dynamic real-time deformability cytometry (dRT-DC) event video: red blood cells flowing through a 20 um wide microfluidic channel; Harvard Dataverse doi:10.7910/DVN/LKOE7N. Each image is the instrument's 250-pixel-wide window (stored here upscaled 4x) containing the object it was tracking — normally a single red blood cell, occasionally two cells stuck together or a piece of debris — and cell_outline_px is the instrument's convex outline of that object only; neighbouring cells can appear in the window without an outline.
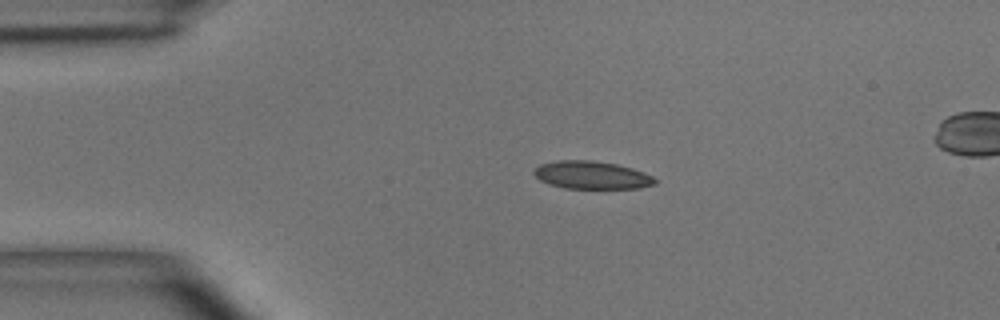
{"species": "common noctule bat (a hibernating species)", "species_latin": "Nyctalus noctula", "temperature_condition": "room temperature", "stored_images_in_passage": 5, "segment_of_instrument_passage": [1, 2], "camera_frame_rate_fps": 3000, "um_per_image_px": 0.085, "animal": {"sex": "male", "body_mass_g": 15.6}, "frame": {"image": 1, "passage_image": 3, "time_ms": 2.333, "image_size_px": [1000, 320], "cell_outline_px": [[656, 184], [640, 188], [564, 188], [548, 184], [540, 180], [532, 172], [540, 164], [560, 160], [592, 160], [616, 164], [632, 168], [644, 172], [652, 176], [656, 180]], "centroid_in_image_um": [50.3, 14.88], "position_along_channel_um": 34.7, "area_um2": 19.59}}